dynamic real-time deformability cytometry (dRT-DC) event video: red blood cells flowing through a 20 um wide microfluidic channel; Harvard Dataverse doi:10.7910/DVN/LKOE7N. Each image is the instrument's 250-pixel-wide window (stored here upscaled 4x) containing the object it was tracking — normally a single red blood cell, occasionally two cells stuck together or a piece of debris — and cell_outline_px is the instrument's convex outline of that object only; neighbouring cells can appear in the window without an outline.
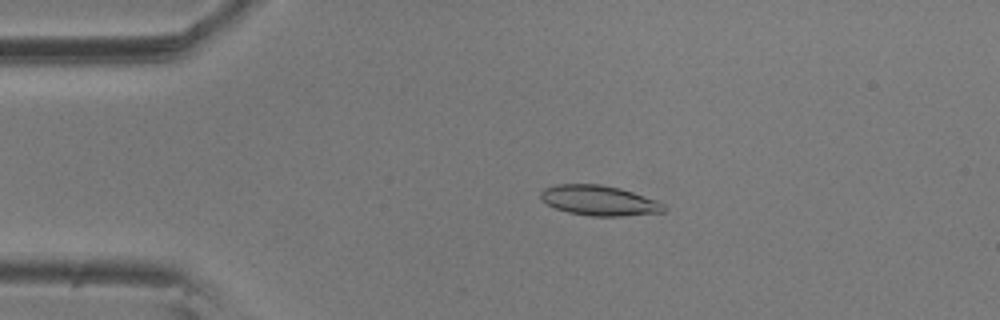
{"species": "common noctule bat (a hibernating species)", "species_latin": "Nyctalus noctula", "temperature_condition": "room temperature", "stored_images_in_passage": 4, "camera_frame_rate_fps": 3000, "um_per_image_px": 0.085, "animal": {"sex": "male", "body_mass_g": 20.5, "forearm_length_mm": 52.5}, "frame": {"image": 1, "passage_image": 3, "time_ms": 0.667, "image_size_px": [1000, 320], "cell_outline_px": [[668, 208], [664, 212], [624, 216], [592, 216], [568, 212], [556, 208], [548, 204], [540, 196], [540, 192], [544, 188], [556, 184], [600, 184], [620, 188], [656, 200], [664, 204]], "centroid_in_image_um": [50.95, 17.04], "position_along_channel_um": 34.0, "area_um2": 21.56}}